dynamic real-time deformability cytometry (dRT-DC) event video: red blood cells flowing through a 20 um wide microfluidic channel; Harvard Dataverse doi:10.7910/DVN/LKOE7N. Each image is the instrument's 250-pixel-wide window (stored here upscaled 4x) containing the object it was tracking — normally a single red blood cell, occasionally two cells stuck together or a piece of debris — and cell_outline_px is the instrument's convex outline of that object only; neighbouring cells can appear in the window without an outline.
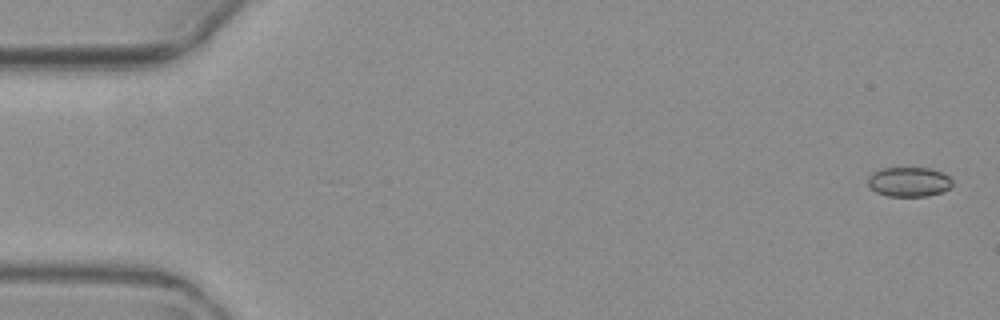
{"species": "common noctule bat (a hibernating species)", "species_latin": "Nyctalus noctula", "temperature_condition": "warm", "stored_images_in_passage": 4, "camera_frame_rate_fps": 3000, "um_per_image_px": 0.085, "animal": {"sex": "female", "body_mass_g": 19.3, "forearm_length_mm": 54.1}, "frame": {"image": 1, "passage_image": 1, "time_ms": 0.0, "image_size_px": [1000, 320], "cell_outline_px": [[952, 184], [948, 188], [940, 192], [928, 196], [888, 196], [876, 192], [868, 184], [868, 176], [872, 172], [880, 168], [928, 168], [944, 172], [952, 180]], "centroid_in_image_um": [77.24, 15.44], "position_along_channel_um": 7.8, "area_um2": 14.57}}
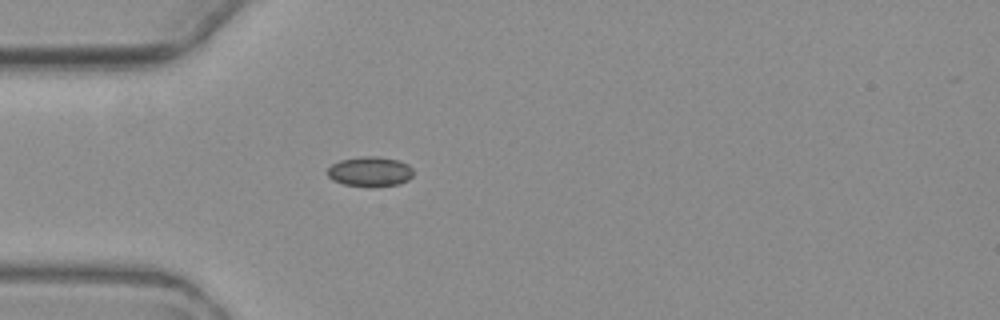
{"frame": {"image": 2, "passage_image": 4, "time_ms": 5.0, "image_size_px": [1000, 320], "cell_outline_px": [[412, 176], [408, 180], [400, 184], [372, 188], [368, 188], [344, 184], [332, 180], [328, 176], [328, 168], [332, 164], [340, 160], [364, 156], [376, 156], [400, 160], [408, 164], [412, 168]], "centroid_in_image_um": [31.47, 14.6], "position_along_channel_um": 53.5, "area_um2": 15.26}}